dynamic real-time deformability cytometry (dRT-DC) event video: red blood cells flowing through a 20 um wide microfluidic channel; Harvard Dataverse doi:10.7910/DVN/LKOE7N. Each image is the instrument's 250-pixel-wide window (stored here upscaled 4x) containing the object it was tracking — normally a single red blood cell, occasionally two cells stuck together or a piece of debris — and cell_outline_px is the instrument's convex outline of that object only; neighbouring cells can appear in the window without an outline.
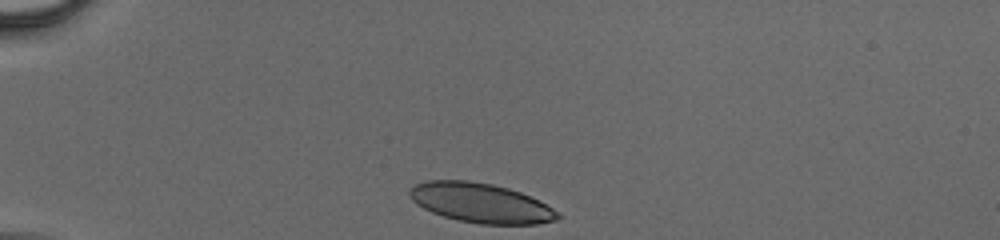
{"species": "human", "species_latin": "Homo sapiens", "temperature_condition": "cold", "stored_images_in_passage": 34, "camera_frame_rate_fps": 3000, "um_per_image_px": 0.085, "donor": {"sex": "male"}, "frame": {"image": 1, "passage_image": 1, "time_ms": 0.0, "image_size_px": [1000, 240], "cell_outline_px": [[560, 216], [556, 220], [536, 224], [480, 224], [456, 220], [432, 212], [416, 204], [412, 200], [408, 192], [416, 184], [428, 180], [468, 180], [492, 184], [508, 188], [520, 192], [560, 212]], "centroid_in_image_um": [40.84, 17.25], "position_along_channel_um": 44.2, "area_um2": 33.93}}
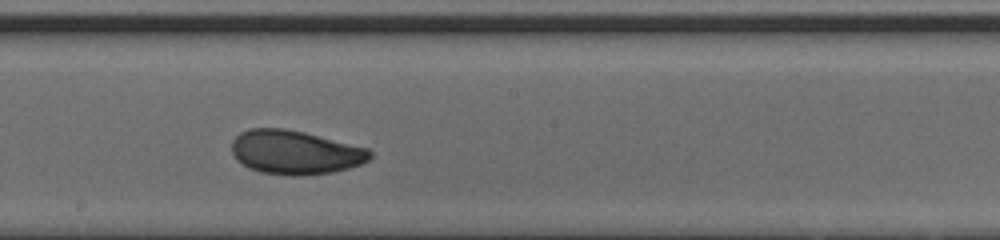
{"frame": {"image": 2, "passage_image": 19, "time_ms": 6.0, "image_size_px": [1000, 240], "cell_outline_px": [[372, 156], [368, 160], [360, 164], [348, 168], [332, 172], [292, 176], [260, 172], [248, 168], [236, 160], [232, 152], [232, 140], [240, 132], [248, 128], [284, 128], [304, 132], [368, 148], [372, 152]], "centroid_in_image_um": [25.05, 12.94], "position_along_channel_um": 223.1, "area_um2": 35.43}}
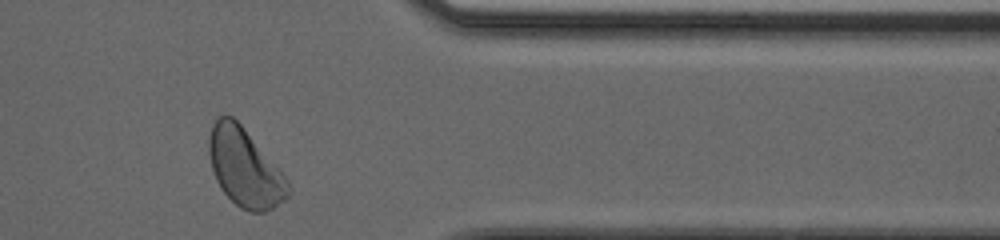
{"frame": {"image": 3, "passage_image": 33, "time_ms": 10.667, "image_size_px": [1000, 240], "cell_outline_px": [[288, 196], [284, 200], [272, 208], [264, 212], [248, 212], [240, 208], [220, 188], [216, 180], [212, 168], [208, 152], [208, 140], [212, 124], [220, 116], [232, 116], [240, 124], [288, 180]], "centroid_in_image_um": [20.77, 14.27], "position_along_channel_um": 390.6, "area_um2": 35.32}}